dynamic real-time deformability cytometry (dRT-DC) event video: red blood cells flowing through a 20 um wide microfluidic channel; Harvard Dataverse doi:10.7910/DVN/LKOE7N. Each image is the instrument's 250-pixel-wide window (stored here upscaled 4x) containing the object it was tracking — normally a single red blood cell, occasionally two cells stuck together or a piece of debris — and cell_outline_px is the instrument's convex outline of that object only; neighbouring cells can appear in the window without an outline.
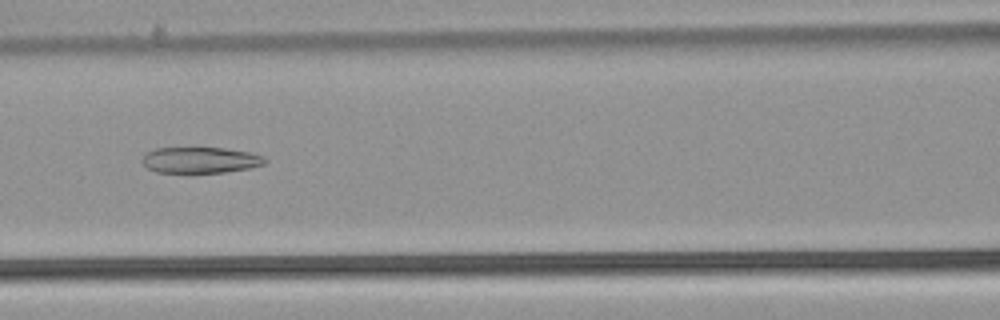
{"species": "common noctule bat (a hibernating species)", "species_latin": "Nyctalus noctula", "temperature_condition": "warm", "stored_images_in_passage": 53, "camera_frame_rate_fps": 3000, "um_per_image_px": 0.085, "animal": {"sex": "male", "body_mass_g": 21.5, "forearm_length_mm": 52.0}, "frame": {"image": 1, "passage_image": 24, "time_ms": 7.667, "image_size_px": [1000, 320], "cell_outline_px": [[268, 160], [264, 164], [248, 168], [224, 172], [188, 176], [156, 172], [148, 168], [140, 160], [148, 152], [156, 148], [224, 148], [252, 152], [264, 156]], "centroid_in_image_um": [17.01, 13.65], "position_along_channel_um": 149.6, "area_um2": 19.48}}
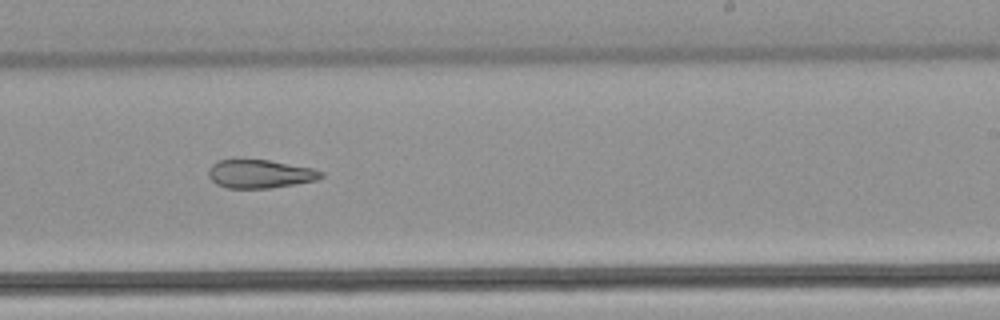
{"frame": {"image": 2, "passage_image": 33, "time_ms": 10.667, "image_size_px": [1000, 320], "cell_outline_px": [[324, 176], [316, 180], [296, 184], [268, 188], [228, 188], [216, 184], [208, 176], [208, 172], [212, 164], [216, 160], [268, 160], [312, 168], [324, 172]], "centroid_in_image_um": [22.1, 14.78], "position_along_channel_um": 266.9, "area_um2": 18.55}}
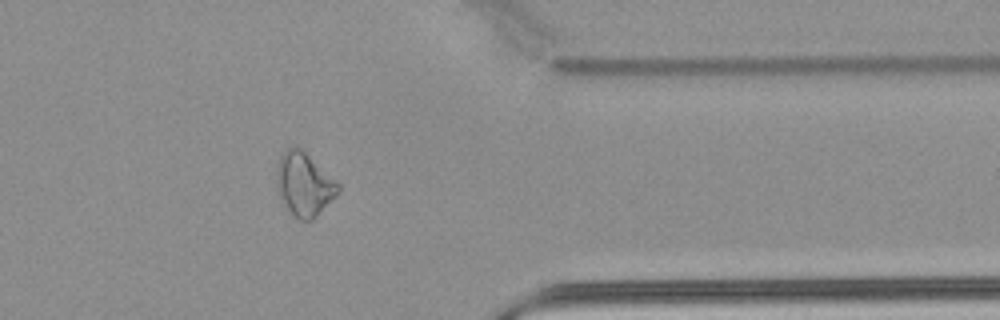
{"frame": {"image": 3, "passage_image": 43, "time_ms": 14.0, "image_size_px": [1000, 320], "cell_outline_px": [[340, 188], [316, 216], [312, 220], [300, 220], [288, 208], [280, 196], [276, 188], [276, 168], [280, 156], [288, 148], [296, 144], [336, 180], [340, 184]], "centroid_in_image_um": [25.82, 15.61], "position_along_channel_um": 385.6, "area_um2": 22.2}, "authors_computed_cell_mechanics": {"area_um2": 24.0448, "velocity_mm_per_s": 3.9287, "shape_relaxation_time_tau1_ms": null, "shape_relaxation_time_tau2_ms": 4.5478, "deformation_change_tau1": null, "deformation_change_tau2": 0.132}}